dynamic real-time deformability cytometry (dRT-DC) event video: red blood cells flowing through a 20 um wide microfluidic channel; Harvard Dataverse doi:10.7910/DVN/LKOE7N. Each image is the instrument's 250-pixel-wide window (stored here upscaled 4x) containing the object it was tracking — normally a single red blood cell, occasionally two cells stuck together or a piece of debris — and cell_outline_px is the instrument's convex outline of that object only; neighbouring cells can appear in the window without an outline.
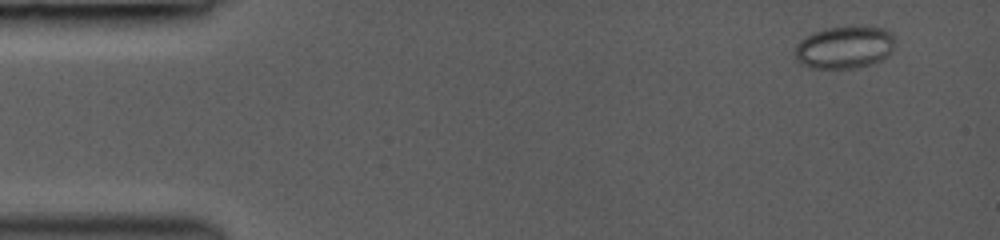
{"species": "common noctule bat (a hibernating species)", "species_latin": "Nyctalus noctula", "temperature_condition": "room temperature", "stored_images_in_passage": 21, "camera_frame_rate_fps": 3000, "um_per_image_px": 0.085, "animal": {"sex": "female", "body_mass_g": 19.0, "forearm_length_mm": 53.3}, "frame": {"image": 1, "passage_image": 5, "time_ms": 1.0, "image_size_px": [1000, 240], "cell_outline_px": [[896, 40], [892, 52], [888, 56], [872, 64], [856, 68], [808, 68], [796, 60], [792, 52], [796, 44], [800, 40], [812, 32], [828, 28], [860, 24], [884, 28], [892, 32]], "centroid_in_image_um": [71.8, 3.99], "position_along_channel_um": 13.2, "area_um2": 25.72}}
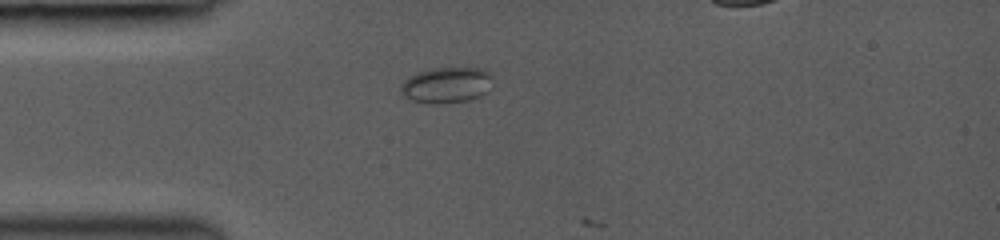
{"frame": {"image": 2, "passage_image": 19, "time_ms": 4.667, "image_size_px": [1000, 240], "cell_outline_px": [[492, 76], [484, 92], [480, 96], [468, 100], [444, 104], [432, 104], [412, 100], [404, 96], [400, 88], [404, 80], [420, 72], [432, 68], [480, 68], [488, 72]], "centroid_in_image_um": [37.92, 7.24], "position_along_channel_um": 47.1, "area_um2": 18.79}}